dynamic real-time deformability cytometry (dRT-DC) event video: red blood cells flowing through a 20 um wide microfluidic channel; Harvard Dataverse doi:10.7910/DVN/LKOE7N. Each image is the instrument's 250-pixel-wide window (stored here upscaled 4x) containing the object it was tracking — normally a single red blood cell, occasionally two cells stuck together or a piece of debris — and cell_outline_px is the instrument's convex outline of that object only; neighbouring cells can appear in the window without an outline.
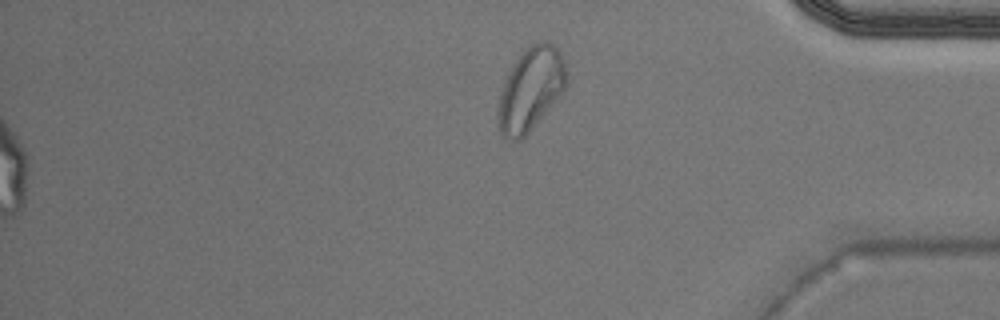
{"species": "Egyptian fruit bat (a non-hibernating species)", "species_latin": "Rousettus aegyptiacus", "temperature_condition": "warm", "stored_images_in_passage": 41, "camera_frame_rate_fps": 3000, "um_per_image_px": 0.085, "animal": {"sex": "male"}, "frame": {"image": 1, "passage_image": 41, "time_ms": 13.333, "image_size_px": [1000, 320], "cell_outline_px": [[564, 92], [528, 132], [520, 140], [508, 140], [500, 132], [496, 124], [496, 112], [500, 96], [508, 72], [516, 60], [532, 44], [540, 40], [544, 40], [552, 44], [560, 52], [564, 60]], "centroid_in_image_um": [45.06, 7.62], "position_along_channel_um": 390.1, "area_um2": 32.6}}